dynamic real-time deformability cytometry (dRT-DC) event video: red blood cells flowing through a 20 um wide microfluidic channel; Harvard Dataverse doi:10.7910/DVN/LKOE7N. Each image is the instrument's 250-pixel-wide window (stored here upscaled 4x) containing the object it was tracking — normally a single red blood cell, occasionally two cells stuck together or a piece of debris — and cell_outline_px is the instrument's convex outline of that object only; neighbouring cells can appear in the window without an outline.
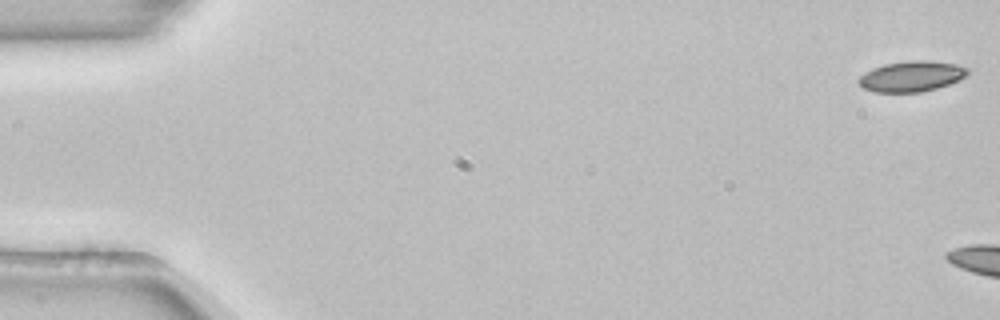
{"species": "common noctule bat (a hibernating species)", "species_latin": "Nyctalus noctula", "temperature_condition": "room temperature", "stored_images_in_passage": 8, "camera_frame_rate_fps": 3000, "um_per_image_px": 0.085, "animal": {"sex": "female", "body_mass_g": 22.7, "forearm_length_mm": 54.2}, "frame": {"image": 1, "passage_image": 1, "time_ms": 0.0, "image_size_px": [1000, 320], "cell_outline_px": [[968, 72], [964, 76], [948, 84], [936, 88], [920, 92], [876, 92], [864, 88], [860, 84], [860, 76], [864, 72], [872, 68], [884, 64], [912, 60], [928, 60], [956, 64], [968, 68]], "centroid_in_image_um": [77.46, 6.47], "position_along_channel_um": 7.5, "area_um2": 19.13}}